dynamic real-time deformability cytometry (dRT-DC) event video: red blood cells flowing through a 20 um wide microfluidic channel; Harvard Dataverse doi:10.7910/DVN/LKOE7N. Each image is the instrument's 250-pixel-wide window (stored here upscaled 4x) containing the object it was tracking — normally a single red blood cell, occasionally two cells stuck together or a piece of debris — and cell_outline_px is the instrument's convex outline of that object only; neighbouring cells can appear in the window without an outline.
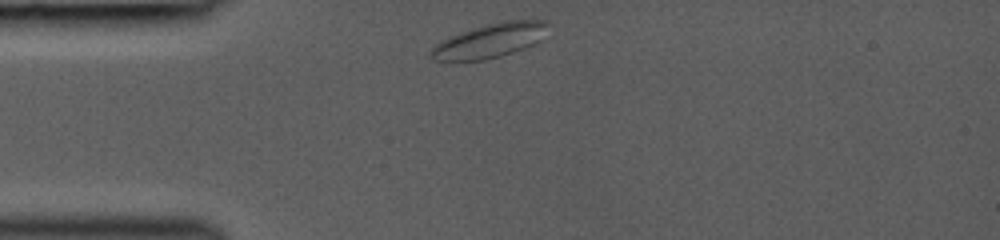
{"species": "common noctule bat (a hibernating species)", "species_latin": "Nyctalus noctula", "temperature_condition": "room temperature", "stored_images_in_passage": 11, "camera_frame_rate_fps": 3000, "um_per_image_px": 0.085, "animal": {"sex": "female", "body_mass_g": 19.0, "forearm_length_mm": 53.3}, "frame": {"image": 1, "passage_image": 1, "time_ms": 0.0, "image_size_px": [1000, 240], "cell_outline_px": [[548, 24], [540, 40], [536, 44], [500, 56], [484, 60], [456, 64], [432, 60], [428, 56], [428, 52], [440, 40], [472, 28], [504, 20], [548, 20]], "centroid_in_image_um": [41.53, 3.51], "position_along_channel_um": 43.5, "area_um2": 23.99}}
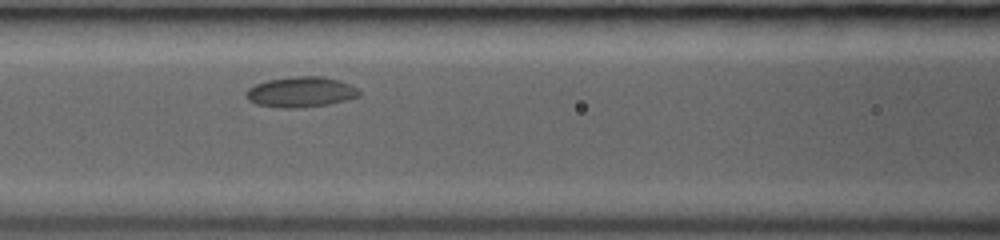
{"frame": {"image": 2, "passage_image": 8, "time_ms": 3.0, "image_size_px": [1000, 240], "cell_outline_px": [[360, 96], [328, 104], [300, 108], [284, 108], [256, 104], [248, 100], [244, 96], [244, 92], [248, 88], [256, 84], [268, 80], [292, 76], [324, 76], [340, 80], [356, 88], [360, 92]], "centroid_in_image_um": [25.53, 7.81], "position_along_channel_um": 141.1, "area_um2": 20.11}}
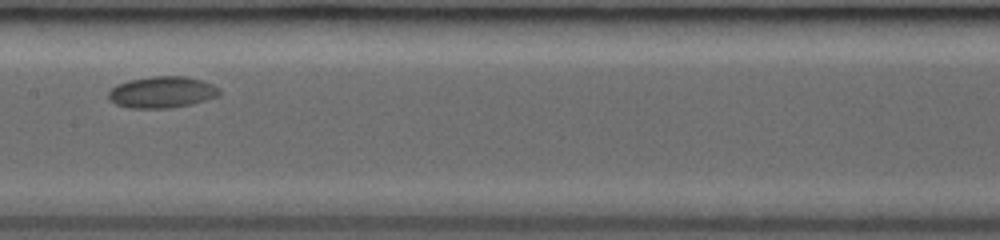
{"frame": {"image": 3, "passage_image": 10, "time_ms": 4.333, "image_size_px": [1000, 240], "cell_outline_px": [[220, 96], [192, 104], [168, 108], [128, 108], [116, 104], [108, 100], [108, 92], [116, 84], [128, 80], [152, 76], [184, 76], [204, 80], [220, 88]], "centroid_in_image_um": [13.78, 7.83], "position_along_channel_um": 193.6, "area_um2": 20.63}}